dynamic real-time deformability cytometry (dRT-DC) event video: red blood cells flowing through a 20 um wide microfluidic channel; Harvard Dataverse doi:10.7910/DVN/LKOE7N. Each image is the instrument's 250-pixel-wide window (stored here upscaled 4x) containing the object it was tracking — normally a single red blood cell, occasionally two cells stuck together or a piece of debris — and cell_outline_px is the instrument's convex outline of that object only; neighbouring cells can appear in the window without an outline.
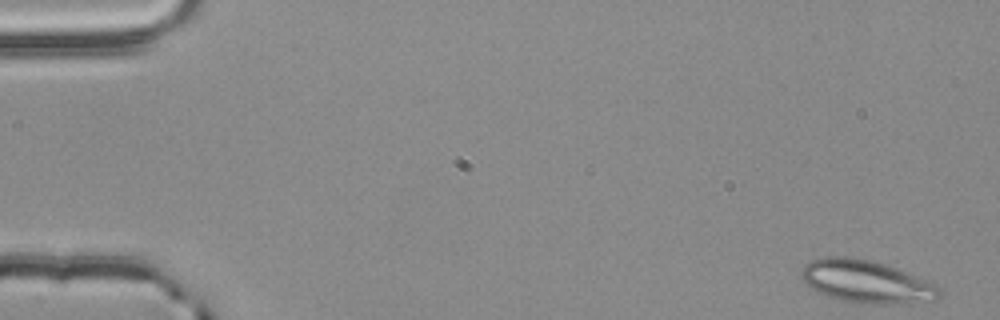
{"species": "common noctule bat (a hibernating species)", "species_latin": "Nyctalus noctula", "temperature_condition": "room temperature", "stored_images_in_passage": 54, "segment_of_instrument_passage": [1, 2], "camera_frame_rate_fps": 3000, "um_per_image_px": 0.085, "animal": {"sex": "male", "body_mass_g": 20.4}, "frame": {"image": 1, "passage_image": 1, "time_ms": 0.0, "image_size_px": [1000, 320], "cell_outline_px": [[940, 296], [936, 300], [880, 304], [872, 304], [844, 300], [828, 296], [812, 288], [800, 276], [800, 272], [804, 264], [812, 260], [824, 256], [844, 256], [872, 260], [896, 268], [936, 284], [940, 288]], "centroid_in_image_um": [73.62, 23.91], "position_along_channel_um": 11.4, "area_um2": 33.87}}